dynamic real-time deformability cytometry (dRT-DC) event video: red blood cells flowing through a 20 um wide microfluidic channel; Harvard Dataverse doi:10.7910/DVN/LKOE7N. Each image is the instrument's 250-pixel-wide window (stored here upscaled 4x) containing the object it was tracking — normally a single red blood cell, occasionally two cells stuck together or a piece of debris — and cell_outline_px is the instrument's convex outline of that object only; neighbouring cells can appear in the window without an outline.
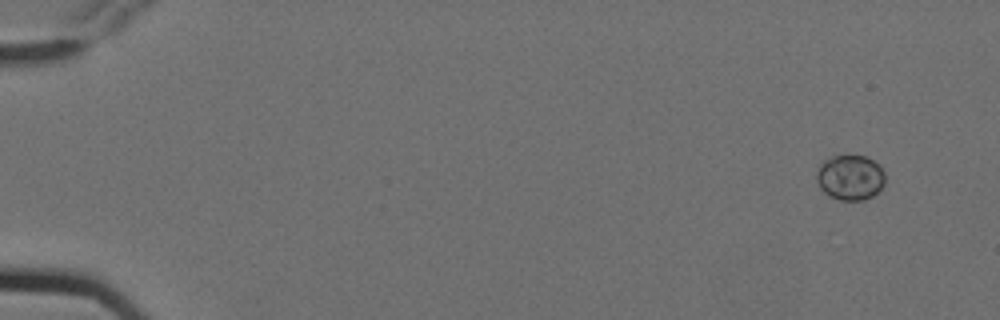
{"species": "Egyptian fruit bat (a non-hibernating species)", "species_latin": "Rousettus aegyptiacus", "temperature_condition": "cold", "stored_images_in_passage": 6, "camera_frame_rate_fps": 3000, "um_per_image_px": 0.085, "animal": {"sex": "female"}, "frame": {"image": 1, "passage_image": 1, "time_ms": 0.0, "image_size_px": [1000, 320], "cell_outline_px": [[884, 184], [872, 196], [864, 200], [840, 200], [824, 192], [820, 188], [816, 180], [816, 172], [820, 164], [824, 160], [832, 156], [864, 156], [872, 160], [884, 172]], "centroid_in_image_um": [72.23, 15.09], "position_along_channel_um": 12.8, "area_um2": 17.8}}
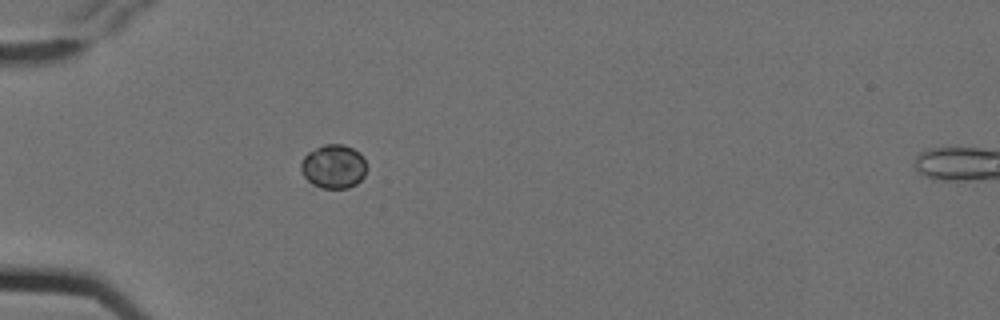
{"frame": {"image": 2, "passage_image": 5, "time_ms": 1.333, "image_size_px": [1000, 320], "cell_outline_px": [[364, 176], [356, 184], [348, 188], [320, 188], [312, 184], [304, 176], [300, 168], [300, 164], [304, 156], [308, 152], [324, 144], [344, 144], [360, 152], [364, 160]], "centroid_in_image_um": [28.33, 14.15], "position_along_channel_um": 56.7, "area_um2": 16.7}}